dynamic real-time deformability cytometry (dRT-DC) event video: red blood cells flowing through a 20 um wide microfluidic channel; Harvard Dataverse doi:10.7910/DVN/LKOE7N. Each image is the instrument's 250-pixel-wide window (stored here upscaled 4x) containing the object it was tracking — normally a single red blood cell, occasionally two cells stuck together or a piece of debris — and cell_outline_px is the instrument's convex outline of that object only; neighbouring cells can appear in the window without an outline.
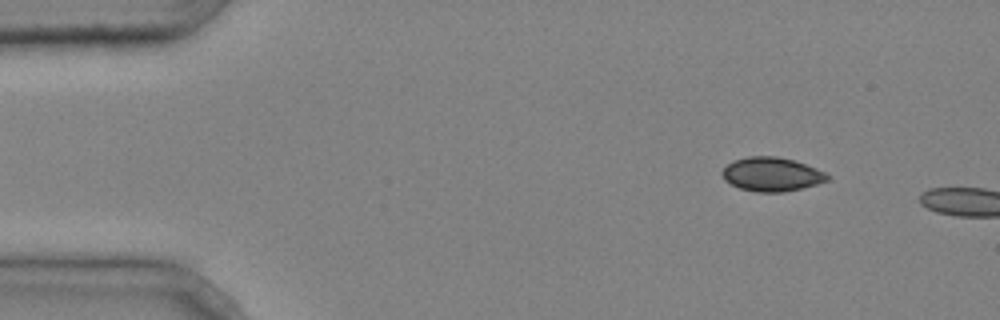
{"species": "common noctule bat (a hibernating species)", "species_latin": "Nyctalus noctula", "temperature_condition": "cold", "stored_images_in_passage": 2, "camera_frame_rate_fps": 3000, "um_per_image_px": 0.085, "animal": {"sex": "male", "body_mass_g": 20.4}, "frame": {"image": 1, "passage_image": 1, "time_ms": 0.0, "image_size_px": [1000, 320], "cell_outline_px": [[832, 176], [828, 180], [816, 184], [784, 192], [756, 192], [740, 188], [724, 180], [720, 172], [732, 160], [748, 156], [776, 156], [796, 160], [816, 168]], "centroid_in_image_um": [65.58, 14.8], "position_along_channel_um": 19.4, "area_um2": 20.92}}